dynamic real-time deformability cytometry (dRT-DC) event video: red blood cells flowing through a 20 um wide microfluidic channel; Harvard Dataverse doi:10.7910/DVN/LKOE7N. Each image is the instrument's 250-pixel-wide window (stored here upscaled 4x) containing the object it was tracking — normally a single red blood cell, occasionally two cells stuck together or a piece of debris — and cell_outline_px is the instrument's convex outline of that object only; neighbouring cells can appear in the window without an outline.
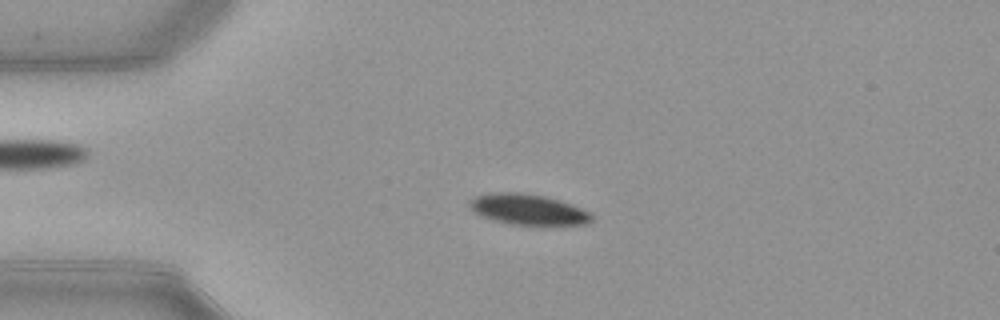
{"species": "common noctule bat (a hibernating species)", "species_latin": "Nyctalus noctula", "temperature_condition": "warm", "stored_images_in_passage": 52, "camera_frame_rate_fps": 3000, "um_per_image_px": 0.085, "animal": {"sex": "female", "body_mass_g": 21.9}, "frame": {"image": 1, "passage_image": 12, "time_ms": 3.667, "image_size_px": [1000, 320], "cell_outline_px": [[592, 220], [588, 224], [508, 224], [492, 220], [480, 216], [468, 204], [468, 200], [476, 196], [488, 192], [520, 192], [544, 196], [560, 200], [572, 204], [592, 212]], "centroid_in_image_um": [44.87, 17.79], "position_along_channel_um": 40.1, "area_um2": 21.91}}
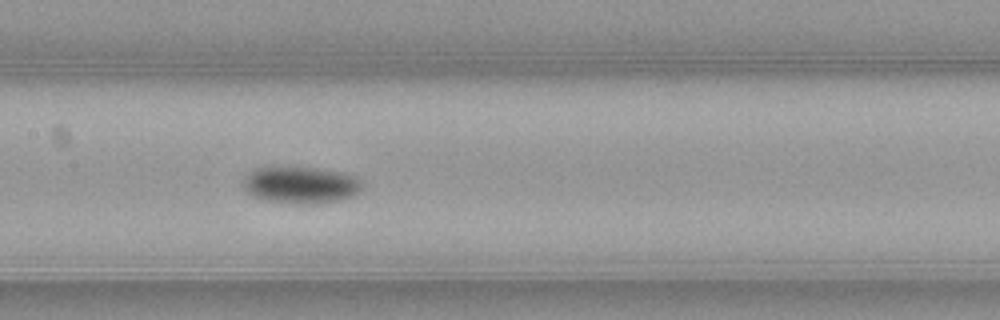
{"frame": {"image": 2, "passage_image": 25, "time_ms": 8.0, "image_size_px": [1000, 320], "cell_outline_px": [[364, 184], [360, 192], [352, 196], [340, 200], [316, 204], [292, 204], [264, 200], [252, 196], [244, 188], [244, 176], [256, 168], [316, 168], [340, 172], [356, 176]], "centroid_in_image_um": [25.6, 15.75], "position_along_channel_um": 181.8, "area_um2": 25.61}}
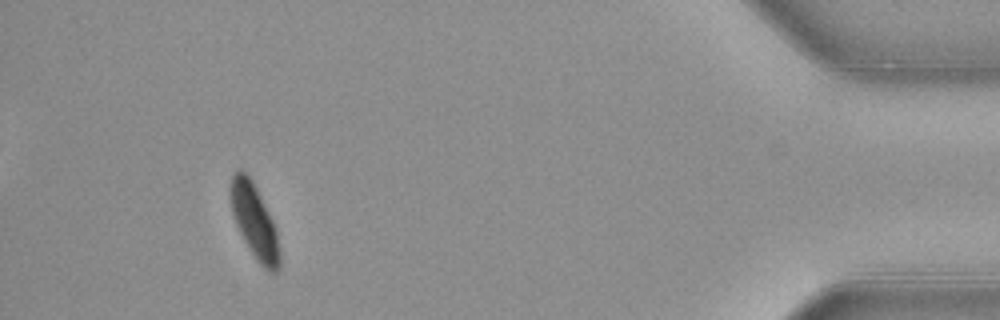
{"frame": {"image": 3, "passage_image": 48, "time_ms": 15.667, "image_size_px": [1000, 320], "cell_outline_px": [[280, 268], [276, 272], [268, 272], [256, 260], [244, 240], [236, 224], [232, 212], [228, 188], [232, 172], [236, 168], [240, 168], [252, 180], [276, 228], [280, 252]], "centroid_in_image_um": [21.6, 18.79], "position_along_channel_um": 413.6, "area_um2": 21.39}, "authors_computed_cell_mechanics": {"area_um2": 22.5131, "velocity_mm_per_s": 3.9056, "shape_relaxation_time_tau1_ms": 2.8418, "shape_relaxation_time_tau2_ms": null, "deformation_change_tau1": 0.1205, "deformation_change_tau2": null}}